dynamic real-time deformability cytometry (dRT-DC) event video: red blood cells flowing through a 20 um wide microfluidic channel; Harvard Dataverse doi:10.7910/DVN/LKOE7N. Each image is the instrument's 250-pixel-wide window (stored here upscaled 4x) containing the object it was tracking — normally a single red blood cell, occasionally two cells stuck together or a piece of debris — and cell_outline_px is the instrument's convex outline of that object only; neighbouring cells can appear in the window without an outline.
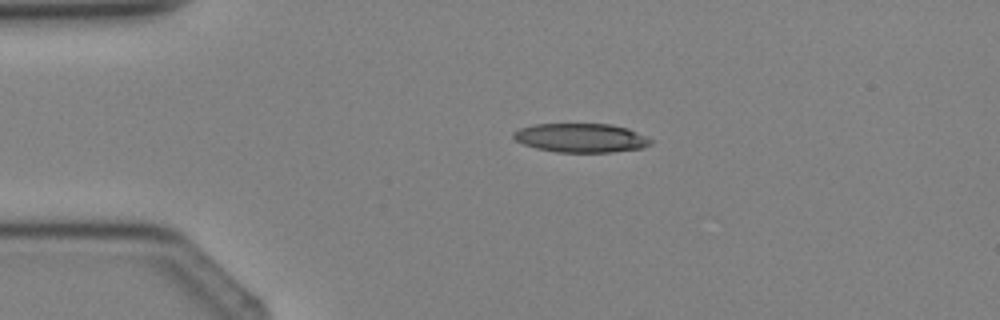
{"species": "Egyptian fruit bat (a non-hibernating species)", "species_latin": "Rousettus aegyptiacus", "temperature_condition": "cold", "stored_images_in_passage": 4, "camera_frame_rate_fps": 3000, "um_per_image_px": 0.085, "animal": {"sex": "female"}, "frame": {"image": 1, "passage_image": 3, "time_ms": 2.333, "image_size_px": [1000, 320], "cell_outline_px": [[652, 144], [644, 148], [612, 152], [556, 152], [536, 148], [524, 144], [516, 140], [512, 136], [512, 132], [520, 128], [536, 124], [612, 124], [628, 128], [652, 140]], "centroid_in_image_um": [49.39, 11.72], "position_along_channel_um": 35.6, "area_um2": 23.18}}